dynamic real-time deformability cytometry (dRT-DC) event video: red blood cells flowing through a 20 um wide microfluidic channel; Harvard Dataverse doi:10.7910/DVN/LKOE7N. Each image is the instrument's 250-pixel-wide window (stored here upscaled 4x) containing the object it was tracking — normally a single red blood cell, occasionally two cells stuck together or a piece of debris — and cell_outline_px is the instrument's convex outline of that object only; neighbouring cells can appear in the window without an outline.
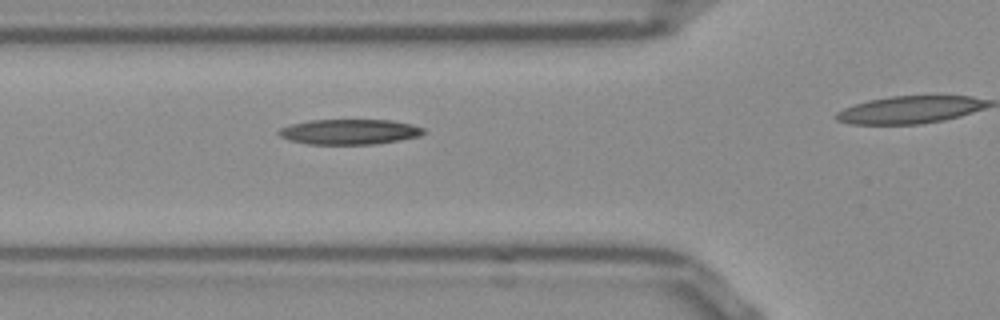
{"species": "Egyptian fruit bat (a non-hibernating species)", "species_latin": "Rousettus aegyptiacus", "temperature_condition": "room temperature", "stored_images_in_passage": 30, "camera_frame_rate_fps": 3000, "um_per_image_px": 0.085, "frame": {"image": 1, "passage_image": 13, "time_ms": 4.0, "image_size_px": [1000, 320], "cell_outline_px": [[428, 132], [420, 136], [400, 140], [376, 144], [308, 144], [288, 140], [280, 136], [276, 132], [280, 128], [292, 124], [308, 120], [392, 120], [412, 124], [424, 128]], "centroid_in_image_um": [29.73, 11.2], "position_along_channel_um": 96.1, "area_um2": 21.5}}
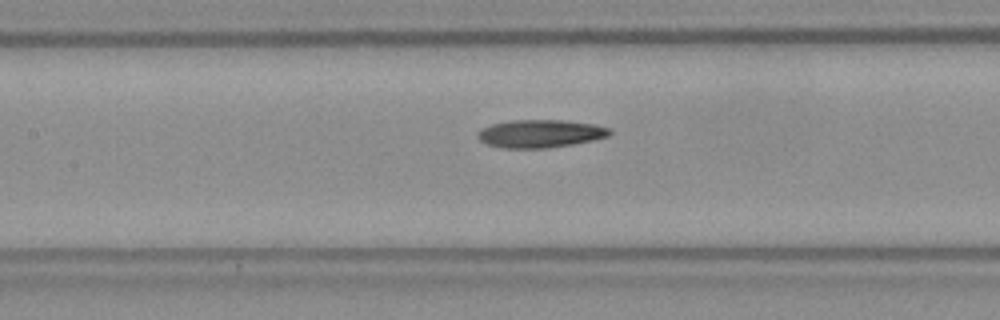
{"frame": {"image": 2, "passage_image": 18, "time_ms": 5.667, "image_size_px": [1000, 320], "cell_outline_px": [[612, 132], [608, 136], [592, 140], [572, 144], [548, 148], [504, 148], [488, 144], [480, 140], [476, 136], [480, 128], [492, 124], [512, 120], [564, 120], [596, 124], [612, 128]], "centroid_in_image_um": [45.94, 11.35], "position_along_channel_um": 161.5, "area_um2": 21.56}}